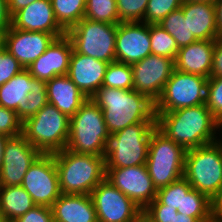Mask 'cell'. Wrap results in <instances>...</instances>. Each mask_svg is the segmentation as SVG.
<instances>
[{"label": "cell", "mask_w": 222, "mask_h": 222, "mask_svg": "<svg viewBox=\"0 0 222 222\" xmlns=\"http://www.w3.org/2000/svg\"><path fill=\"white\" fill-rule=\"evenodd\" d=\"M156 127L186 150L218 141L215 135L221 123L206 104L180 108L170 112H155Z\"/></svg>", "instance_id": "cell-1"}, {"label": "cell", "mask_w": 222, "mask_h": 222, "mask_svg": "<svg viewBox=\"0 0 222 222\" xmlns=\"http://www.w3.org/2000/svg\"><path fill=\"white\" fill-rule=\"evenodd\" d=\"M102 110L110 135L137 123H156L155 103L134 89L101 86L90 98Z\"/></svg>", "instance_id": "cell-2"}, {"label": "cell", "mask_w": 222, "mask_h": 222, "mask_svg": "<svg viewBox=\"0 0 222 222\" xmlns=\"http://www.w3.org/2000/svg\"><path fill=\"white\" fill-rule=\"evenodd\" d=\"M61 194H87L106 178L105 157L66 148L53 154Z\"/></svg>", "instance_id": "cell-3"}, {"label": "cell", "mask_w": 222, "mask_h": 222, "mask_svg": "<svg viewBox=\"0 0 222 222\" xmlns=\"http://www.w3.org/2000/svg\"><path fill=\"white\" fill-rule=\"evenodd\" d=\"M110 133L101 108L88 98L70 117L66 149L78 154L105 156Z\"/></svg>", "instance_id": "cell-4"}, {"label": "cell", "mask_w": 222, "mask_h": 222, "mask_svg": "<svg viewBox=\"0 0 222 222\" xmlns=\"http://www.w3.org/2000/svg\"><path fill=\"white\" fill-rule=\"evenodd\" d=\"M183 177L193 189L214 201L222 190V141L188 149Z\"/></svg>", "instance_id": "cell-5"}, {"label": "cell", "mask_w": 222, "mask_h": 222, "mask_svg": "<svg viewBox=\"0 0 222 222\" xmlns=\"http://www.w3.org/2000/svg\"><path fill=\"white\" fill-rule=\"evenodd\" d=\"M69 127L70 118L47 103L22 123V135L41 154H54L65 149Z\"/></svg>", "instance_id": "cell-6"}, {"label": "cell", "mask_w": 222, "mask_h": 222, "mask_svg": "<svg viewBox=\"0 0 222 222\" xmlns=\"http://www.w3.org/2000/svg\"><path fill=\"white\" fill-rule=\"evenodd\" d=\"M156 123H137L110 135L105 168L146 165L151 134Z\"/></svg>", "instance_id": "cell-7"}, {"label": "cell", "mask_w": 222, "mask_h": 222, "mask_svg": "<svg viewBox=\"0 0 222 222\" xmlns=\"http://www.w3.org/2000/svg\"><path fill=\"white\" fill-rule=\"evenodd\" d=\"M186 151L157 127L154 128L146 166L157 190L183 177Z\"/></svg>", "instance_id": "cell-8"}, {"label": "cell", "mask_w": 222, "mask_h": 222, "mask_svg": "<svg viewBox=\"0 0 222 222\" xmlns=\"http://www.w3.org/2000/svg\"><path fill=\"white\" fill-rule=\"evenodd\" d=\"M117 25L82 18L66 31L73 50L107 63L116 61Z\"/></svg>", "instance_id": "cell-9"}, {"label": "cell", "mask_w": 222, "mask_h": 222, "mask_svg": "<svg viewBox=\"0 0 222 222\" xmlns=\"http://www.w3.org/2000/svg\"><path fill=\"white\" fill-rule=\"evenodd\" d=\"M208 78L173 69L160 98L155 103V112H170L180 108L206 103Z\"/></svg>", "instance_id": "cell-10"}, {"label": "cell", "mask_w": 222, "mask_h": 222, "mask_svg": "<svg viewBox=\"0 0 222 222\" xmlns=\"http://www.w3.org/2000/svg\"><path fill=\"white\" fill-rule=\"evenodd\" d=\"M21 186L36 205L51 207L61 195L53 154H41L27 170Z\"/></svg>", "instance_id": "cell-11"}, {"label": "cell", "mask_w": 222, "mask_h": 222, "mask_svg": "<svg viewBox=\"0 0 222 222\" xmlns=\"http://www.w3.org/2000/svg\"><path fill=\"white\" fill-rule=\"evenodd\" d=\"M98 222H131L143 210L106 178L90 193Z\"/></svg>", "instance_id": "cell-12"}, {"label": "cell", "mask_w": 222, "mask_h": 222, "mask_svg": "<svg viewBox=\"0 0 222 222\" xmlns=\"http://www.w3.org/2000/svg\"><path fill=\"white\" fill-rule=\"evenodd\" d=\"M106 179L142 210L156 199L158 190L146 165L106 168Z\"/></svg>", "instance_id": "cell-13"}, {"label": "cell", "mask_w": 222, "mask_h": 222, "mask_svg": "<svg viewBox=\"0 0 222 222\" xmlns=\"http://www.w3.org/2000/svg\"><path fill=\"white\" fill-rule=\"evenodd\" d=\"M133 89L156 103L174 69V61L155 54L131 64Z\"/></svg>", "instance_id": "cell-14"}, {"label": "cell", "mask_w": 222, "mask_h": 222, "mask_svg": "<svg viewBox=\"0 0 222 222\" xmlns=\"http://www.w3.org/2000/svg\"><path fill=\"white\" fill-rule=\"evenodd\" d=\"M40 155L22 134L9 137L4 146L0 187L21 186L27 170Z\"/></svg>", "instance_id": "cell-15"}, {"label": "cell", "mask_w": 222, "mask_h": 222, "mask_svg": "<svg viewBox=\"0 0 222 222\" xmlns=\"http://www.w3.org/2000/svg\"><path fill=\"white\" fill-rule=\"evenodd\" d=\"M57 37L47 32L16 29L12 25L0 39L2 46L27 69Z\"/></svg>", "instance_id": "cell-16"}, {"label": "cell", "mask_w": 222, "mask_h": 222, "mask_svg": "<svg viewBox=\"0 0 222 222\" xmlns=\"http://www.w3.org/2000/svg\"><path fill=\"white\" fill-rule=\"evenodd\" d=\"M116 61L133 64L151 55L149 24L145 22H120L117 24Z\"/></svg>", "instance_id": "cell-17"}, {"label": "cell", "mask_w": 222, "mask_h": 222, "mask_svg": "<svg viewBox=\"0 0 222 222\" xmlns=\"http://www.w3.org/2000/svg\"><path fill=\"white\" fill-rule=\"evenodd\" d=\"M72 52L73 46L67 35L56 38L27 70L31 76L45 82L55 76L67 75Z\"/></svg>", "instance_id": "cell-18"}, {"label": "cell", "mask_w": 222, "mask_h": 222, "mask_svg": "<svg viewBox=\"0 0 222 222\" xmlns=\"http://www.w3.org/2000/svg\"><path fill=\"white\" fill-rule=\"evenodd\" d=\"M11 25L25 31L47 32L57 38L66 35L55 19L50 0H37L20 9L12 16Z\"/></svg>", "instance_id": "cell-19"}, {"label": "cell", "mask_w": 222, "mask_h": 222, "mask_svg": "<svg viewBox=\"0 0 222 222\" xmlns=\"http://www.w3.org/2000/svg\"><path fill=\"white\" fill-rule=\"evenodd\" d=\"M108 65L73 50L67 75L87 98H91L102 86Z\"/></svg>", "instance_id": "cell-20"}, {"label": "cell", "mask_w": 222, "mask_h": 222, "mask_svg": "<svg viewBox=\"0 0 222 222\" xmlns=\"http://www.w3.org/2000/svg\"><path fill=\"white\" fill-rule=\"evenodd\" d=\"M215 40H198L178 50L174 69L178 71L210 77Z\"/></svg>", "instance_id": "cell-21"}, {"label": "cell", "mask_w": 222, "mask_h": 222, "mask_svg": "<svg viewBox=\"0 0 222 222\" xmlns=\"http://www.w3.org/2000/svg\"><path fill=\"white\" fill-rule=\"evenodd\" d=\"M54 222H98L90 195L61 194L51 206Z\"/></svg>", "instance_id": "cell-22"}, {"label": "cell", "mask_w": 222, "mask_h": 222, "mask_svg": "<svg viewBox=\"0 0 222 222\" xmlns=\"http://www.w3.org/2000/svg\"><path fill=\"white\" fill-rule=\"evenodd\" d=\"M48 103L72 117L88 99L68 75H59L46 82Z\"/></svg>", "instance_id": "cell-23"}, {"label": "cell", "mask_w": 222, "mask_h": 222, "mask_svg": "<svg viewBox=\"0 0 222 222\" xmlns=\"http://www.w3.org/2000/svg\"><path fill=\"white\" fill-rule=\"evenodd\" d=\"M181 9L187 19L189 32L198 40L218 38L215 5L206 2H183Z\"/></svg>", "instance_id": "cell-24"}, {"label": "cell", "mask_w": 222, "mask_h": 222, "mask_svg": "<svg viewBox=\"0 0 222 222\" xmlns=\"http://www.w3.org/2000/svg\"><path fill=\"white\" fill-rule=\"evenodd\" d=\"M31 77L29 71L23 69L0 86V106L16 111L22 122L26 120V97L33 89Z\"/></svg>", "instance_id": "cell-25"}, {"label": "cell", "mask_w": 222, "mask_h": 222, "mask_svg": "<svg viewBox=\"0 0 222 222\" xmlns=\"http://www.w3.org/2000/svg\"><path fill=\"white\" fill-rule=\"evenodd\" d=\"M35 206L31 195L22 186L0 187V213L7 222H13Z\"/></svg>", "instance_id": "cell-26"}, {"label": "cell", "mask_w": 222, "mask_h": 222, "mask_svg": "<svg viewBox=\"0 0 222 222\" xmlns=\"http://www.w3.org/2000/svg\"><path fill=\"white\" fill-rule=\"evenodd\" d=\"M181 214L195 217L199 222H212L214 220L213 201L196 189L183 193Z\"/></svg>", "instance_id": "cell-27"}, {"label": "cell", "mask_w": 222, "mask_h": 222, "mask_svg": "<svg viewBox=\"0 0 222 222\" xmlns=\"http://www.w3.org/2000/svg\"><path fill=\"white\" fill-rule=\"evenodd\" d=\"M54 16L59 25L69 30L84 18L86 0H50Z\"/></svg>", "instance_id": "cell-28"}, {"label": "cell", "mask_w": 222, "mask_h": 222, "mask_svg": "<svg viewBox=\"0 0 222 222\" xmlns=\"http://www.w3.org/2000/svg\"><path fill=\"white\" fill-rule=\"evenodd\" d=\"M158 25L175 39L178 48L197 41L192 33L189 32L187 19L184 18L181 8L169 13Z\"/></svg>", "instance_id": "cell-29"}, {"label": "cell", "mask_w": 222, "mask_h": 222, "mask_svg": "<svg viewBox=\"0 0 222 222\" xmlns=\"http://www.w3.org/2000/svg\"><path fill=\"white\" fill-rule=\"evenodd\" d=\"M149 36L151 54L164 56L175 61L179 48L175 39L165 29L158 24H150Z\"/></svg>", "instance_id": "cell-30"}, {"label": "cell", "mask_w": 222, "mask_h": 222, "mask_svg": "<svg viewBox=\"0 0 222 222\" xmlns=\"http://www.w3.org/2000/svg\"><path fill=\"white\" fill-rule=\"evenodd\" d=\"M84 18L114 25L119 24L116 0H86Z\"/></svg>", "instance_id": "cell-31"}, {"label": "cell", "mask_w": 222, "mask_h": 222, "mask_svg": "<svg viewBox=\"0 0 222 222\" xmlns=\"http://www.w3.org/2000/svg\"><path fill=\"white\" fill-rule=\"evenodd\" d=\"M102 86L124 90L133 89V71L131 65L117 61L109 63Z\"/></svg>", "instance_id": "cell-32"}, {"label": "cell", "mask_w": 222, "mask_h": 222, "mask_svg": "<svg viewBox=\"0 0 222 222\" xmlns=\"http://www.w3.org/2000/svg\"><path fill=\"white\" fill-rule=\"evenodd\" d=\"M192 189L190 183L184 178L170 183L168 186L158 189L156 199L167 207L175 208L178 213L182 211L183 193Z\"/></svg>", "instance_id": "cell-33"}, {"label": "cell", "mask_w": 222, "mask_h": 222, "mask_svg": "<svg viewBox=\"0 0 222 222\" xmlns=\"http://www.w3.org/2000/svg\"><path fill=\"white\" fill-rule=\"evenodd\" d=\"M183 0H149L144 20L147 24H159L169 13L181 8Z\"/></svg>", "instance_id": "cell-34"}, {"label": "cell", "mask_w": 222, "mask_h": 222, "mask_svg": "<svg viewBox=\"0 0 222 222\" xmlns=\"http://www.w3.org/2000/svg\"><path fill=\"white\" fill-rule=\"evenodd\" d=\"M149 0H116L120 22H143Z\"/></svg>", "instance_id": "cell-35"}, {"label": "cell", "mask_w": 222, "mask_h": 222, "mask_svg": "<svg viewBox=\"0 0 222 222\" xmlns=\"http://www.w3.org/2000/svg\"><path fill=\"white\" fill-rule=\"evenodd\" d=\"M31 86H33V89H31L30 93L26 97L28 99V106H26V119L34 116L48 103L46 82L32 76Z\"/></svg>", "instance_id": "cell-36"}, {"label": "cell", "mask_w": 222, "mask_h": 222, "mask_svg": "<svg viewBox=\"0 0 222 222\" xmlns=\"http://www.w3.org/2000/svg\"><path fill=\"white\" fill-rule=\"evenodd\" d=\"M206 106L222 123V77H209L206 86Z\"/></svg>", "instance_id": "cell-37"}, {"label": "cell", "mask_w": 222, "mask_h": 222, "mask_svg": "<svg viewBox=\"0 0 222 222\" xmlns=\"http://www.w3.org/2000/svg\"><path fill=\"white\" fill-rule=\"evenodd\" d=\"M22 123L16 111L0 106V134L7 137L21 135Z\"/></svg>", "instance_id": "cell-38"}, {"label": "cell", "mask_w": 222, "mask_h": 222, "mask_svg": "<svg viewBox=\"0 0 222 222\" xmlns=\"http://www.w3.org/2000/svg\"><path fill=\"white\" fill-rule=\"evenodd\" d=\"M24 69L20 62L14 58L0 43V86Z\"/></svg>", "instance_id": "cell-39"}, {"label": "cell", "mask_w": 222, "mask_h": 222, "mask_svg": "<svg viewBox=\"0 0 222 222\" xmlns=\"http://www.w3.org/2000/svg\"><path fill=\"white\" fill-rule=\"evenodd\" d=\"M153 222H174L178 213L175 208L161 204L157 199L152 201L144 210Z\"/></svg>", "instance_id": "cell-40"}, {"label": "cell", "mask_w": 222, "mask_h": 222, "mask_svg": "<svg viewBox=\"0 0 222 222\" xmlns=\"http://www.w3.org/2000/svg\"><path fill=\"white\" fill-rule=\"evenodd\" d=\"M13 222H54L51 207L36 205Z\"/></svg>", "instance_id": "cell-41"}, {"label": "cell", "mask_w": 222, "mask_h": 222, "mask_svg": "<svg viewBox=\"0 0 222 222\" xmlns=\"http://www.w3.org/2000/svg\"><path fill=\"white\" fill-rule=\"evenodd\" d=\"M210 77H222V36L215 40Z\"/></svg>", "instance_id": "cell-42"}, {"label": "cell", "mask_w": 222, "mask_h": 222, "mask_svg": "<svg viewBox=\"0 0 222 222\" xmlns=\"http://www.w3.org/2000/svg\"><path fill=\"white\" fill-rule=\"evenodd\" d=\"M12 16L8 10L7 0H0V39L11 27Z\"/></svg>", "instance_id": "cell-43"}, {"label": "cell", "mask_w": 222, "mask_h": 222, "mask_svg": "<svg viewBox=\"0 0 222 222\" xmlns=\"http://www.w3.org/2000/svg\"><path fill=\"white\" fill-rule=\"evenodd\" d=\"M35 1L37 0H7L10 15L13 16L17 11Z\"/></svg>", "instance_id": "cell-44"}, {"label": "cell", "mask_w": 222, "mask_h": 222, "mask_svg": "<svg viewBox=\"0 0 222 222\" xmlns=\"http://www.w3.org/2000/svg\"><path fill=\"white\" fill-rule=\"evenodd\" d=\"M214 220L222 222V190L219 196L213 201Z\"/></svg>", "instance_id": "cell-45"}, {"label": "cell", "mask_w": 222, "mask_h": 222, "mask_svg": "<svg viewBox=\"0 0 222 222\" xmlns=\"http://www.w3.org/2000/svg\"><path fill=\"white\" fill-rule=\"evenodd\" d=\"M216 24L218 37L222 36V0H217L215 3Z\"/></svg>", "instance_id": "cell-46"}, {"label": "cell", "mask_w": 222, "mask_h": 222, "mask_svg": "<svg viewBox=\"0 0 222 222\" xmlns=\"http://www.w3.org/2000/svg\"><path fill=\"white\" fill-rule=\"evenodd\" d=\"M174 222H199L195 217L187 216L185 214L177 213Z\"/></svg>", "instance_id": "cell-47"}, {"label": "cell", "mask_w": 222, "mask_h": 222, "mask_svg": "<svg viewBox=\"0 0 222 222\" xmlns=\"http://www.w3.org/2000/svg\"><path fill=\"white\" fill-rule=\"evenodd\" d=\"M8 138L9 137L0 134V169H1L2 161H3L4 146H5V143H6Z\"/></svg>", "instance_id": "cell-48"}, {"label": "cell", "mask_w": 222, "mask_h": 222, "mask_svg": "<svg viewBox=\"0 0 222 222\" xmlns=\"http://www.w3.org/2000/svg\"><path fill=\"white\" fill-rule=\"evenodd\" d=\"M131 222H153L147 214L142 211L135 219H133Z\"/></svg>", "instance_id": "cell-49"}, {"label": "cell", "mask_w": 222, "mask_h": 222, "mask_svg": "<svg viewBox=\"0 0 222 222\" xmlns=\"http://www.w3.org/2000/svg\"><path fill=\"white\" fill-rule=\"evenodd\" d=\"M217 0H183V2H206V3H215Z\"/></svg>", "instance_id": "cell-50"}, {"label": "cell", "mask_w": 222, "mask_h": 222, "mask_svg": "<svg viewBox=\"0 0 222 222\" xmlns=\"http://www.w3.org/2000/svg\"><path fill=\"white\" fill-rule=\"evenodd\" d=\"M0 222H7L1 213H0Z\"/></svg>", "instance_id": "cell-51"}]
</instances>
